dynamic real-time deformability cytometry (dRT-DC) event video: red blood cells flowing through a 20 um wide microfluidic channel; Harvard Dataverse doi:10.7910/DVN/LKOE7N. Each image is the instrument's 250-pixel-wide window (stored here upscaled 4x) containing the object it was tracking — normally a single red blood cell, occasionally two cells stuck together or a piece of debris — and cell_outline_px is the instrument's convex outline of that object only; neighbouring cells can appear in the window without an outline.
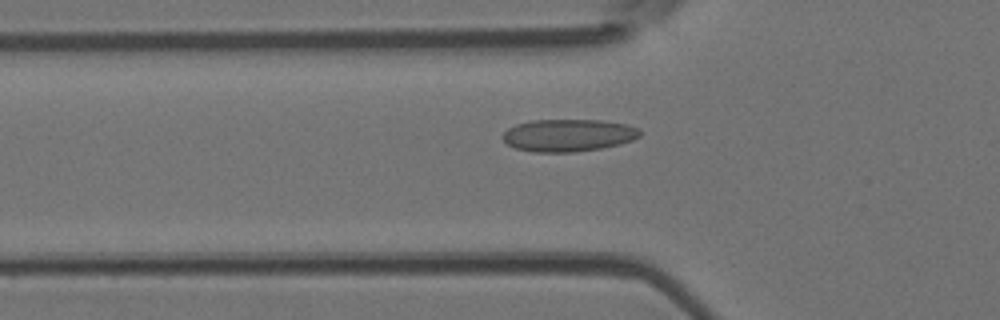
{"species": "Egyptian fruit bat (a non-hibernating species)", "species_latin": "Rousettus aegyptiacus", "temperature_condition": "room temperature", "stored_images_in_passage": 53, "camera_frame_rate_fps": 3000, "um_per_image_px": 0.085, "animal": {"sex": "female"}, "frame": {"image": 1, "passage_image": 18, "time_ms": 5.667, "image_size_px": [1000, 320], "cell_outline_px": [[640, 136], [632, 140], [620, 144], [600, 148], [572, 152], [532, 152], [516, 148], [508, 144], [500, 136], [508, 128], [516, 124], [532, 120], [600, 120], [628, 124], [640, 128]], "centroid_in_image_um": [48.3, 11.49], "position_along_channel_um": 77.5, "area_um2": 25.95}}
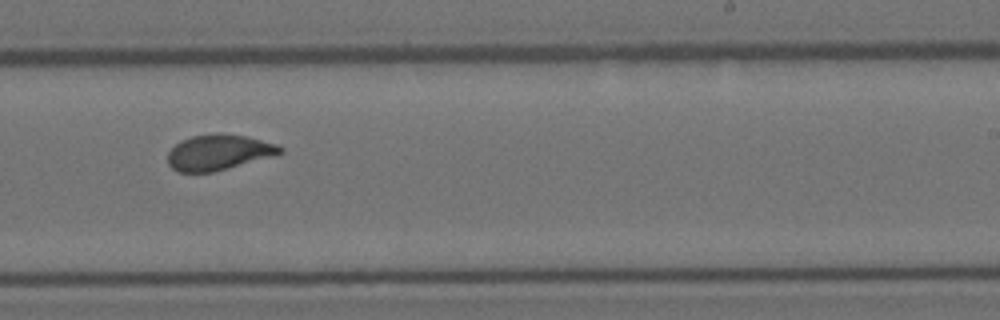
{"frame": {"image": 2, "passage_image": 33, "time_ms": 10.667, "image_size_px": [1000, 320], "cell_outline_px": [[284, 152], [276, 156], [216, 172], [176, 172], [168, 164], [168, 152], [180, 140], [192, 136], [248, 136], [276, 144], [284, 148]], "centroid_in_image_um": [18.62, 13.0], "position_along_channel_um": 270.4, "area_um2": 23.0}}
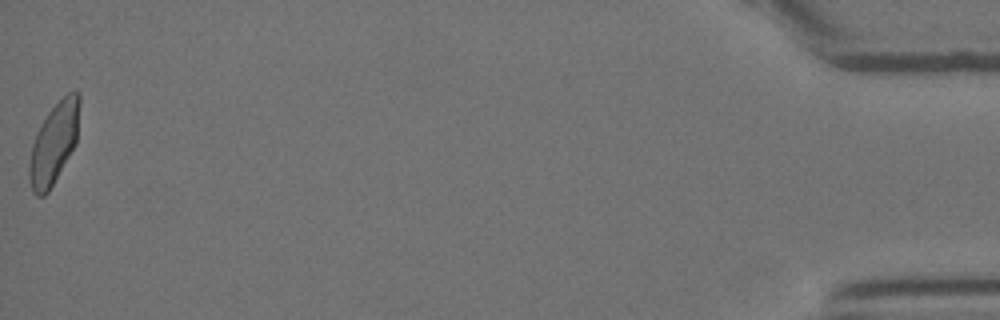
{"frame": {"image": 3, "passage_image": 53, "time_ms": 17.333, "image_size_px": [1000, 320], "cell_outline_px": [[80, 104], [76, 144], [48, 192], [44, 196], [36, 196], [32, 192], [28, 176], [28, 164], [32, 144], [36, 132], [48, 112], [68, 92], [80, 92]], "centroid_in_image_um": [4.57, 12.19], "position_along_channel_um": 430.6, "area_um2": 23.7}, "authors_computed_cell_mechanics": {"area_um2": 23.698, "velocity_mm_per_s": 3.8501, "shape_relaxation_time_tau1_ms": 6.8959, "shape_relaxation_time_tau2_ms": 0.6239, "deformation_change_tau1": 0.1629, "deformation_change_tau2": 0.0475}}